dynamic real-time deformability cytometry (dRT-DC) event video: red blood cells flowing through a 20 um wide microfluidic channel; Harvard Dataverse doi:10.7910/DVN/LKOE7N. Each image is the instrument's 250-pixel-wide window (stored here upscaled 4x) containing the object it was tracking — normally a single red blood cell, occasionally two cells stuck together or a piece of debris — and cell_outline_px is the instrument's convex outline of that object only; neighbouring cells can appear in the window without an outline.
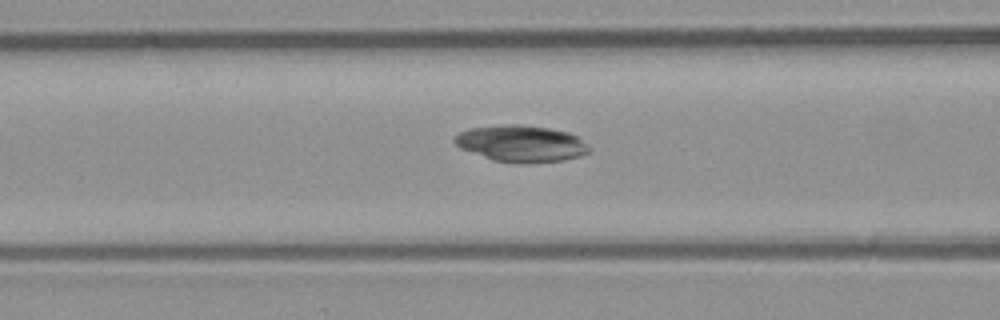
{"species": "common noctule bat (a hibernating species)", "species_latin": "Nyctalus noctula", "temperature_condition": "room temperature", "stored_images_in_passage": 45, "camera_frame_rate_fps": 3000, "um_per_image_px": 0.085, "animal": {"sex": "male", "body_mass_g": 23.1, "forearm_length_mm": 52.7}, "frame": {"image": 1, "passage_image": 15, "time_ms": 4.667, "image_size_px": [1000, 320], "cell_outline_px": [[592, 148], [588, 152], [580, 156], [564, 160], [520, 164], [492, 160], [460, 148], [452, 140], [452, 136], [468, 128], [508, 124], [520, 124], [548, 128], [568, 132], [580, 136]], "centroid_in_image_um": [44.31, 12.2], "position_along_channel_um": 122.3, "area_um2": 29.07}}
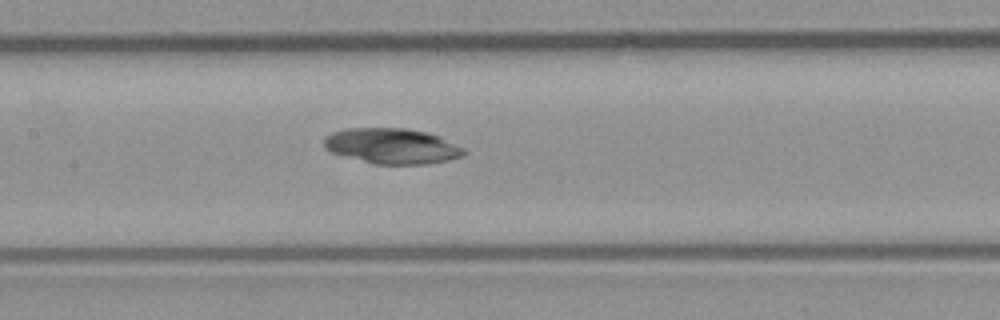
{"frame": {"image": 2, "passage_image": 19, "time_ms": 6.0, "image_size_px": [1000, 320], "cell_outline_px": [[464, 156], [448, 160], [428, 164], [376, 164], [332, 152], [324, 148], [324, 136], [332, 132], [344, 128], [404, 128], [428, 132], [440, 136], [464, 148]], "centroid_in_image_um": [33.33, 12.4], "position_along_channel_um": 174.1, "area_um2": 28.9}}
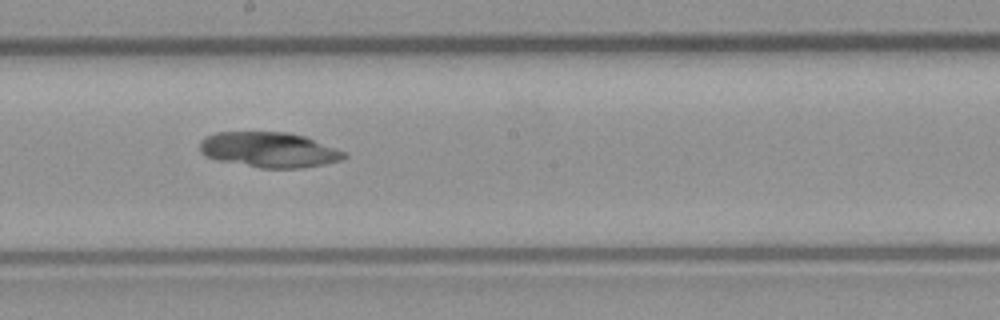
{"frame": {"image": 3, "passage_image": 23, "time_ms": 7.333, "image_size_px": [1000, 320], "cell_outline_px": [[348, 156], [344, 160], [304, 168], [260, 168], [216, 160], [204, 156], [200, 152], [200, 140], [216, 132], [288, 132], [304, 136], [344, 152]], "centroid_in_image_um": [22.85, 12.74], "position_along_channel_um": 225.4, "area_um2": 29.71}}